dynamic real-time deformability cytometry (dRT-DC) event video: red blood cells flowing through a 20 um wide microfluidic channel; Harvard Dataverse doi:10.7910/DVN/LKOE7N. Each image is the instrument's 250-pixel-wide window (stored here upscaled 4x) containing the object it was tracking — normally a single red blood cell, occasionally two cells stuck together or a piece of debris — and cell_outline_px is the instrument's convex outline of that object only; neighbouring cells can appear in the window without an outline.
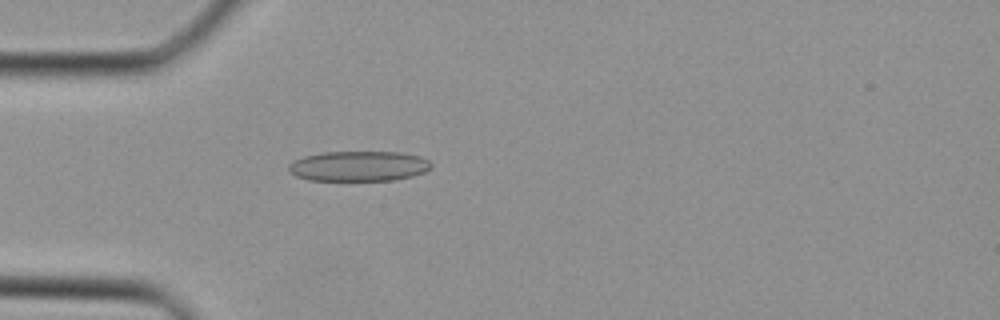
{"species": "Egyptian fruit bat (a non-hibernating species)", "species_latin": "Rousettus aegyptiacus", "temperature_condition": "cold", "stored_images_in_passage": 32, "camera_frame_rate_fps": 3000, "um_per_image_px": 0.085, "animal": {"sex": "female"}, "frame": {"image": 1, "passage_image": 8, "time_ms": 2.333, "image_size_px": [1000, 320], "cell_outline_px": [[432, 168], [424, 172], [412, 176], [392, 180], [308, 180], [296, 176], [288, 172], [288, 164], [292, 160], [304, 156], [324, 152], [400, 152], [420, 156], [428, 160], [432, 164]], "centroid_in_image_um": [30.47, 14.11], "position_along_channel_um": 54.5, "area_um2": 25.2}}
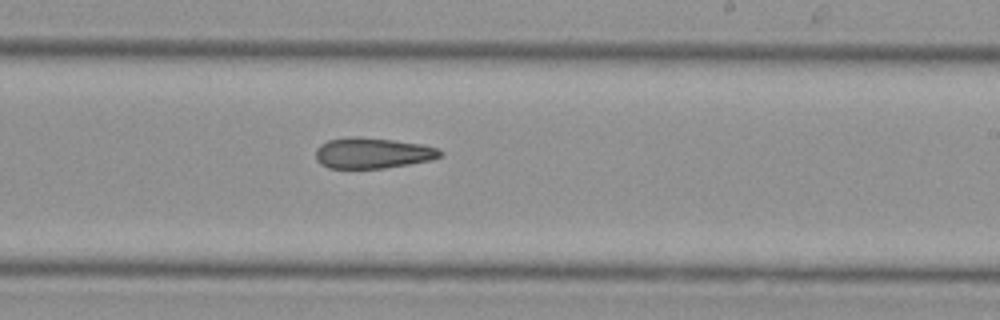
{"frame": {"image": 2, "passage_image": 20, "time_ms": 6.333, "image_size_px": [1000, 320], "cell_outline_px": [[444, 152], [440, 156], [432, 160], [384, 168], [328, 168], [320, 164], [316, 160], [316, 148], [320, 144], [328, 140], [348, 136], [356, 136], [392, 140], [424, 144], [436, 148]], "centroid_in_image_um": [31.64, 13.0], "position_along_channel_um": 257.4, "area_um2": 22.43}}
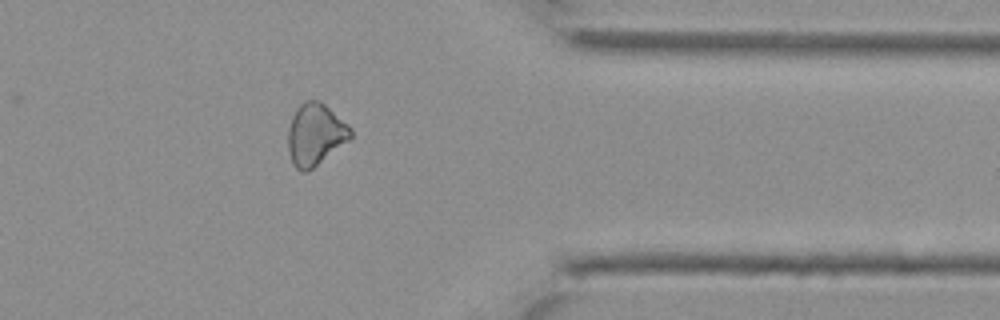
{"frame": {"image": 3, "passage_image": 28, "time_ms": 9.0, "image_size_px": [1000, 320], "cell_outline_px": [[352, 136], [348, 140], [312, 168], [304, 172], [296, 168], [292, 164], [288, 152], [288, 128], [292, 116], [296, 108], [304, 100], [320, 100], [348, 124], [352, 128]], "centroid_in_image_um": [26.77, 11.4], "position_along_channel_um": 384.6, "area_um2": 22.43}}